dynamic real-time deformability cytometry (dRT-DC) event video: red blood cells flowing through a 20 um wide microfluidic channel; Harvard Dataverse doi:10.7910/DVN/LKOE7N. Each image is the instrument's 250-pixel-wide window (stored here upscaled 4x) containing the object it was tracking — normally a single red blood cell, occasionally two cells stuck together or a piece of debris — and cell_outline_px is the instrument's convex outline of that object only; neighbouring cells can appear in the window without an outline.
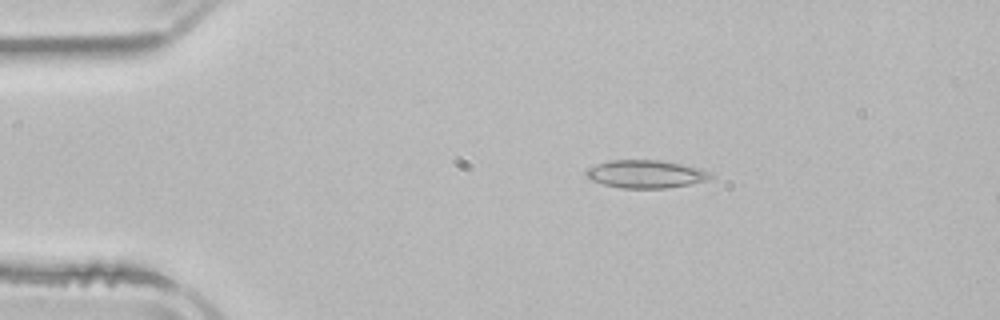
{"species": "common noctule bat (a hibernating species)", "species_latin": "Nyctalus noctula", "temperature_condition": "room temperature", "stored_images_in_passage": 3, "camera_frame_rate_fps": 3000, "um_per_image_px": 0.085, "animal": {"sex": "male", "body_mass_g": 21.5, "forearm_length_mm": 52.0}, "frame": {"image": 1, "passage_image": 2, "time_ms": 1.667, "image_size_px": [1000, 320], "cell_outline_px": [[712, 176], [708, 180], [688, 184], [664, 188], [620, 188], [604, 184], [592, 180], [588, 176], [588, 168], [596, 164], [608, 160], [660, 160], [700, 168], [708, 172]], "centroid_in_image_um": [54.89, 14.79], "position_along_channel_um": 30.1, "area_um2": 19.88}}